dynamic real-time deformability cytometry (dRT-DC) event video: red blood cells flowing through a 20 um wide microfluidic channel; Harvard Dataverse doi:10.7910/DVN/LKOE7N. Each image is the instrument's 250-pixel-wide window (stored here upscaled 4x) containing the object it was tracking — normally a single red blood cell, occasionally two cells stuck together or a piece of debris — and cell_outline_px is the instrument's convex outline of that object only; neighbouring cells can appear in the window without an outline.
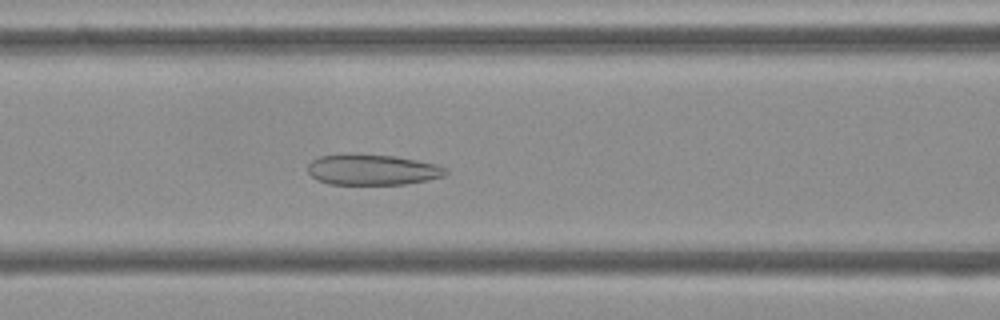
{"species": "Egyptian fruit bat (a non-hibernating species)", "species_latin": "Rousettus aegyptiacus", "temperature_condition": "cold", "stored_images_in_passage": 54, "camera_frame_rate_fps": 3000, "um_per_image_px": 0.085, "frame": {"image": 1, "passage_image": 22, "time_ms": 7.0, "image_size_px": [1000, 320], "cell_outline_px": [[448, 172], [444, 176], [404, 184], [328, 184], [316, 180], [308, 172], [308, 164], [312, 160], [320, 156], [348, 152], [356, 152], [396, 156], [436, 164], [444, 168]], "centroid_in_image_um": [31.58, 14.39], "position_along_channel_um": 135.0, "area_um2": 25.03}}
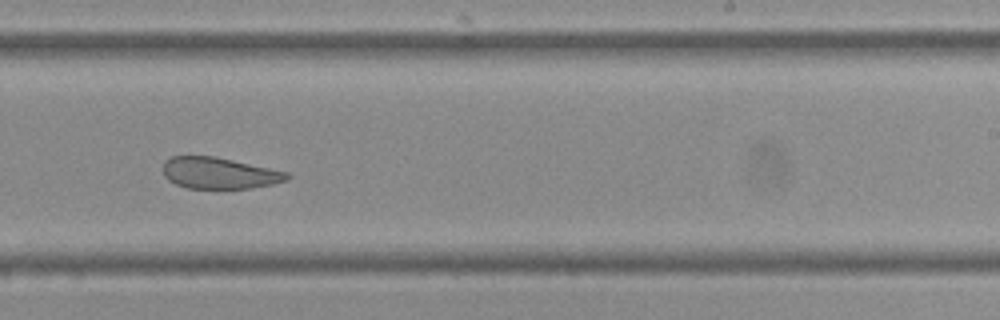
{"frame": {"image": 2, "passage_image": 33, "time_ms": 10.667, "image_size_px": [1000, 320], "cell_outline_px": [[292, 176], [288, 180], [272, 184], [252, 188], [188, 188], [176, 184], [168, 180], [164, 176], [164, 160], [172, 156], [216, 156], [288, 172]], "centroid_in_image_um": [18.65, 14.71], "position_along_channel_um": 270.3, "area_um2": 22.72}}
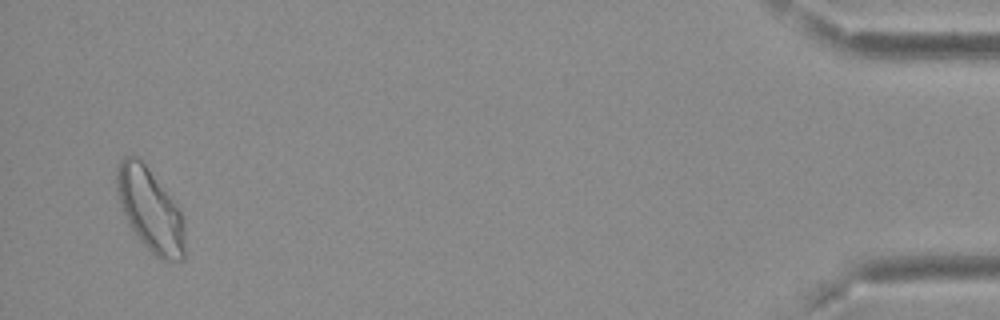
{"frame": {"image": 3, "passage_image": 52, "time_ms": 17.0, "image_size_px": [1000, 320], "cell_outline_px": [[184, 260], [160, 260], [140, 240], [132, 228], [124, 212], [116, 188], [116, 168], [120, 160], [124, 156], [140, 156], [176, 204], [180, 212], [184, 228]], "centroid_in_image_um": [12.76, 17.79], "position_along_channel_um": 422.4, "area_um2": 32.48}, "authors_computed_cell_mechanics": {"area_um2": 28.2064, "velocity_mm_per_s": 3.6955, "shape_relaxation_time_tau1_ms": null, "shape_relaxation_time_tau2_ms": 2.0197, "deformation_change_tau1": null, "deformation_change_tau2": 0.0893}}